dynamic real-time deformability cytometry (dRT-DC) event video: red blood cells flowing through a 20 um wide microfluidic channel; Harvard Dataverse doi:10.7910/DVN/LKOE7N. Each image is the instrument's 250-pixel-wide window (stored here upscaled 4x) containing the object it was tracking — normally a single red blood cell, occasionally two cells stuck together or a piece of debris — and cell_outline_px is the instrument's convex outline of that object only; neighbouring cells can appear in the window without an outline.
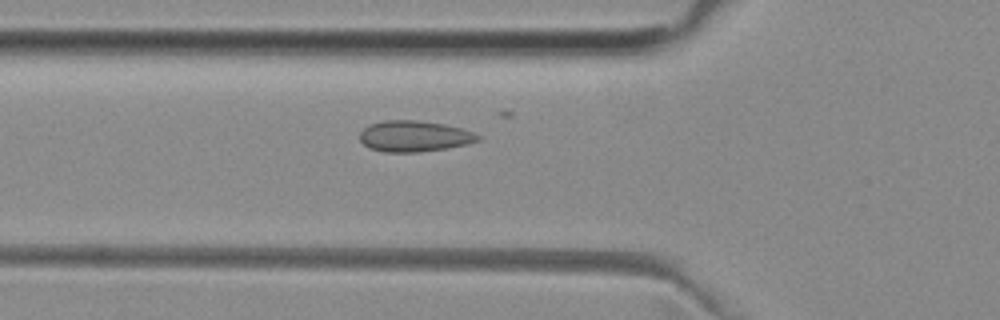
{"species": "common noctule bat (a hibernating species)", "species_latin": "Nyctalus noctula", "temperature_condition": "room temperature", "stored_images_in_passage": 35, "camera_frame_rate_fps": 3000, "um_per_image_px": 0.085, "animal": {"sex": "female", "body_mass_g": 29.2, "forearm_length_mm": 56.3}, "frame": {"image": 1, "passage_image": 13, "time_ms": 4.0, "image_size_px": [1000, 320], "cell_outline_px": [[480, 140], [468, 144], [448, 148], [420, 152], [384, 152], [368, 148], [360, 140], [360, 132], [368, 124], [384, 120], [416, 120], [444, 124], [460, 128], [472, 132], [480, 136]], "centroid_in_image_um": [35.19, 11.58], "position_along_channel_um": 90.6, "area_um2": 21.44}}
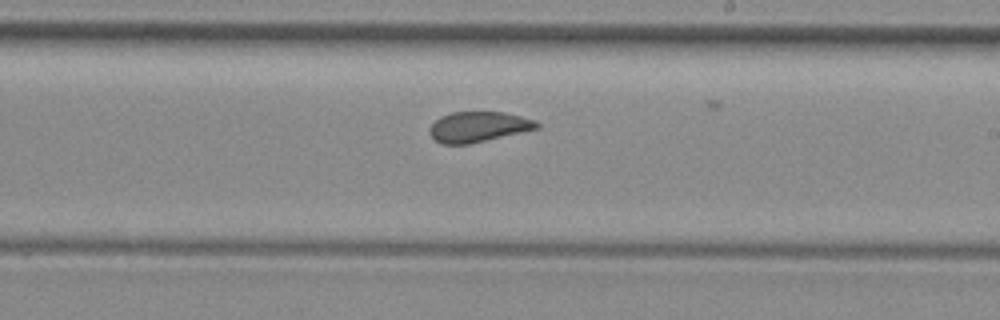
{"frame": {"image": 2, "passage_image": 25, "time_ms": 8.0, "image_size_px": [1000, 320], "cell_outline_px": [[540, 128], [468, 144], [440, 144], [432, 136], [428, 128], [440, 116], [452, 112], [504, 112], [536, 120], [540, 124]], "centroid_in_image_um": [40.67, 10.77], "position_along_channel_um": 248.3, "area_um2": 18.9}}
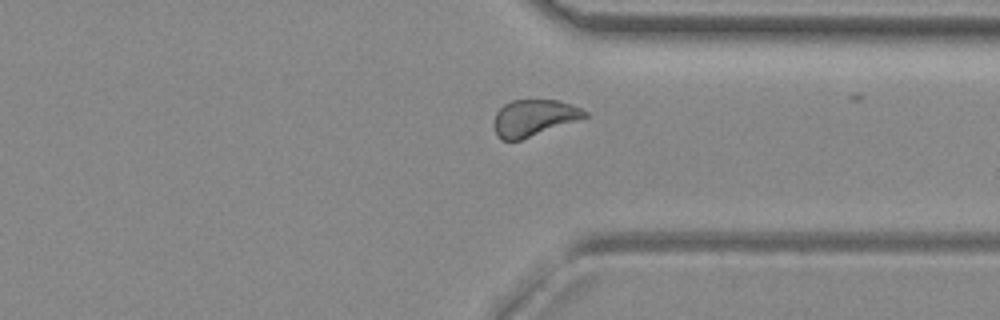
{"frame": {"image": 3, "passage_image": 34, "time_ms": 11.0, "image_size_px": [1000, 320], "cell_outline_px": [[588, 116], [520, 140], [500, 140], [496, 136], [492, 124], [496, 112], [504, 104], [512, 100], [560, 100], [572, 104], [588, 112]], "centroid_in_image_um": [45.33, 10.01], "position_along_channel_um": 366.1, "area_um2": 19.31}}